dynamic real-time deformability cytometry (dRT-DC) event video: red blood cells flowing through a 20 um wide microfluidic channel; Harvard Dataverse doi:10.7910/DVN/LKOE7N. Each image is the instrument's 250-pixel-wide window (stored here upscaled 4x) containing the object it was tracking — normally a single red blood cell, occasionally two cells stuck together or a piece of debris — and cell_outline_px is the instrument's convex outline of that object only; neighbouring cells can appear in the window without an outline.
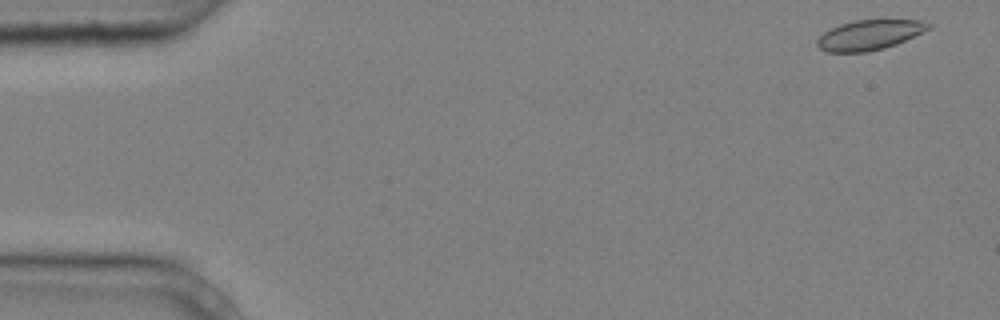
{"species": "common noctule bat (a hibernating species)", "species_latin": "Nyctalus noctula", "temperature_condition": "cold", "stored_images_in_passage": 6, "camera_frame_rate_fps": 3000, "um_per_image_px": 0.085, "animal": {"sex": "male", "body_mass_g": 20.4}, "frame": {"image": 1, "passage_image": 1, "time_ms": 0.0, "image_size_px": [1000, 320], "cell_outline_px": [[932, 28], [896, 44], [884, 48], [868, 52], [824, 52], [816, 44], [816, 40], [824, 32], [840, 24], [856, 20], [924, 20], [932, 24]], "centroid_in_image_um": [73.92, 2.97], "position_along_channel_um": 11.1, "area_um2": 19.48}}
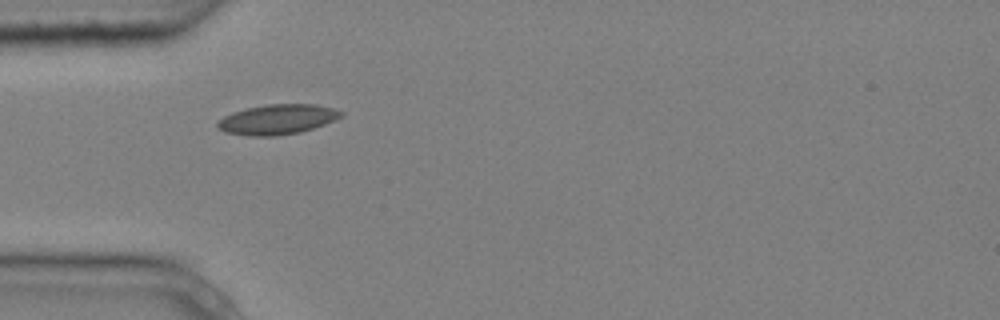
{"frame": {"image": 2, "passage_image": 5, "time_ms": 1.333, "image_size_px": [1000, 320], "cell_outline_px": [[344, 112], [340, 116], [324, 124], [300, 132], [276, 136], [252, 136], [224, 132], [216, 128], [216, 124], [224, 116], [232, 112], [248, 108], [268, 104], [316, 104], [332, 108]], "centroid_in_image_um": [23.53, 10.15], "position_along_channel_um": 61.5, "area_um2": 21.39}}
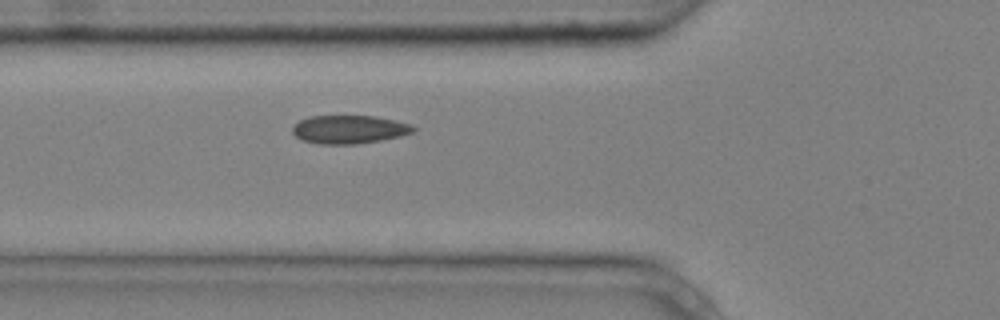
{"frame": {"image": 3, "passage_image": 6, "time_ms": 1.667, "image_size_px": [1000, 320], "cell_outline_px": [[416, 128], [412, 132], [400, 136], [380, 140], [356, 144], [320, 144], [300, 140], [292, 132], [292, 128], [300, 120], [308, 116], [376, 116], [412, 124]], "centroid_in_image_um": [29.67, 11.0], "position_along_channel_um": 96.1, "area_um2": 19.94}}